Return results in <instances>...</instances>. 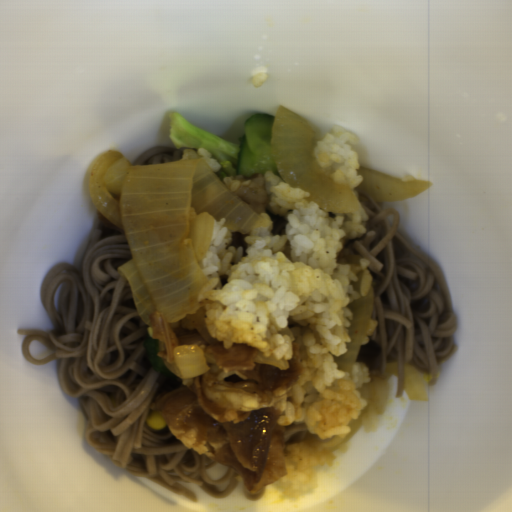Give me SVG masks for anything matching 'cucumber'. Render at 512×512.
Instances as JSON below:
<instances>
[{"label":"cucumber","mask_w":512,"mask_h":512,"mask_svg":"<svg viewBox=\"0 0 512 512\" xmlns=\"http://www.w3.org/2000/svg\"><path fill=\"white\" fill-rule=\"evenodd\" d=\"M144 344L153 368L159 373L165 375H173L174 373H172L171 370L168 368V366L165 363V360L160 358L158 355L160 349L158 339L150 338L146 340Z\"/></svg>","instance_id":"1"}]
</instances>
